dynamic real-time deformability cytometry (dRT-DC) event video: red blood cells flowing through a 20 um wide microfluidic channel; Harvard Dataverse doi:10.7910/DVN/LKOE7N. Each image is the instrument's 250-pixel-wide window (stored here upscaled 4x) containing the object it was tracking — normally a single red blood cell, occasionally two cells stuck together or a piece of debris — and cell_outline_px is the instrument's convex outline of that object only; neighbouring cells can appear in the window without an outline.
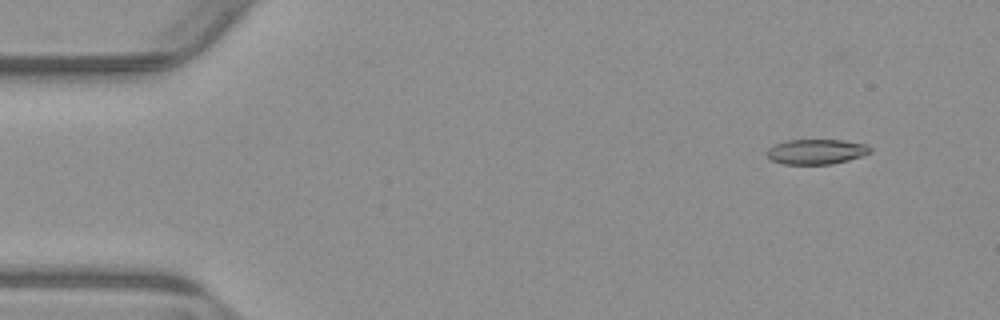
{"species": "common noctule bat (a hibernating species)", "species_latin": "Nyctalus noctula", "temperature_condition": "warm", "stored_images_in_passage": 51, "segment_of_instrument_passage": [1, 2], "camera_frame_rate_fps": 3000, "um_per_image_px": 0.085, "animal": {"sex": "male", "body_mass_g": 23.1, "forearm_length_mm": 52.7}, "frame": {"image": 1, "passage_image": 1, "time_ms": 0.0, "image_size_px": [1000, 320], "cell_outline_px": [[872, 152], [864, 156], [832, 164], [784, 164], [772, 160], [764, 152], [768, 148], [776, 144], [788, 140], [840, 140], [868, 144], [872, 148]], "centroid_in_image_um": [69.43, 12.89], "position_along_channel_um": 15.6, "area_um2": 15.2}}
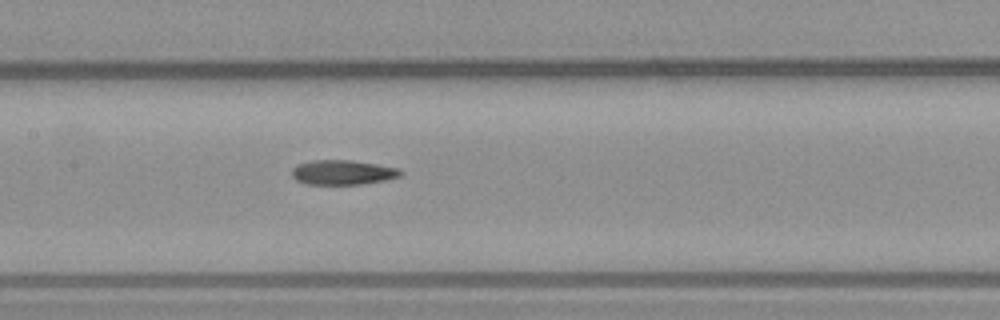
{"frame": {"image": 2, "passage_image": 22, "time_ms": 7.0, "image_size_px": [1000, 320], "cell_outline_px": [[404, 172], [400, 176], [388, 180], [360, 184], [304, 184], [296, 180], [292, 176], [292, 168], [296, 164], [312, 160], [352, 160], [400, 168]], "centroid_in_image_um": [29.14, 14.65], "position_along_channel_um": 178.3, "area_um2": 15.84}}
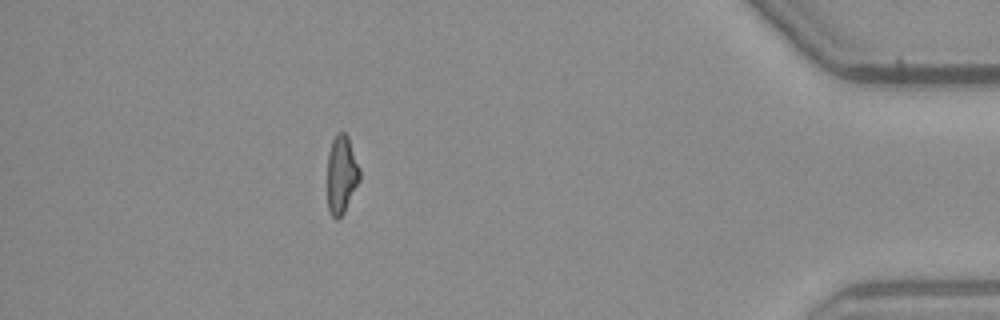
{"frame": {"image": 3, "passage_image": 44, "time_ms": 14.333, "image_size_px": [1000, 320], "cell_outline_px": [[360, 180], [344, 212], [336, 220], [328, 212], [328, 152], [332, 140], [336, 132], [344, 132], [348, 136], [360, 168]], "centroid_in_image_um": [29.03, 14.81], "position_along_channel_um": 406.2, "area_um2": 14.8}}